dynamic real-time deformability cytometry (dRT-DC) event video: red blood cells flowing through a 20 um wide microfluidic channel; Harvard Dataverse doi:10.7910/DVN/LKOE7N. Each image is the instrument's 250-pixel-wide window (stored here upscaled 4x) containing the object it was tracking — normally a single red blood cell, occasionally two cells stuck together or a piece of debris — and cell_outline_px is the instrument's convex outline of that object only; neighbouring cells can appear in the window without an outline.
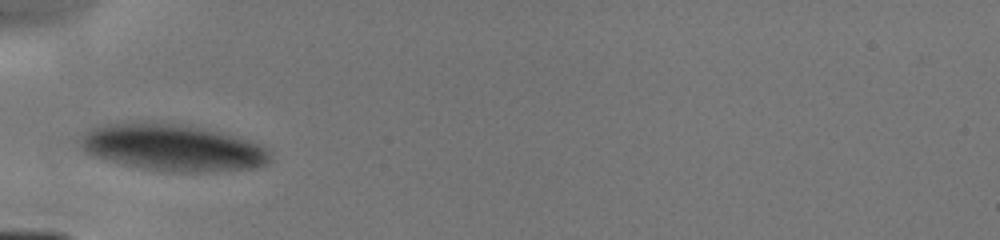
{"species": "human", "species_latin": "Homo sapiens", "temperature_condition": "cold", "stored_images_in_passage": 32, "camera_frame_rate_fps": 3000, "um_per_image_px": 0.085, "donor": {"sex": "male"}, "frame": {"image": 1, "passage_image": 1, "time_ms": 0.0, "image_size_px": [1000, 240], "cell_outline_px": [[272, 160], [268, 164], [256, 168], [208, 172], [180, 172], [144, 168], [104, 160], [92, 156], [84, 152], [80, 148], [80, 136], [84, 132], [92, 128], [108, 124], [144, 120], [180, 124], [220, 132], [252, 140], [264, 144], [272, 152]], "centroid_in_image_um": [14.71, 12.53], "position_along_channel_um": 70.3, "area_um2": 52.66}}
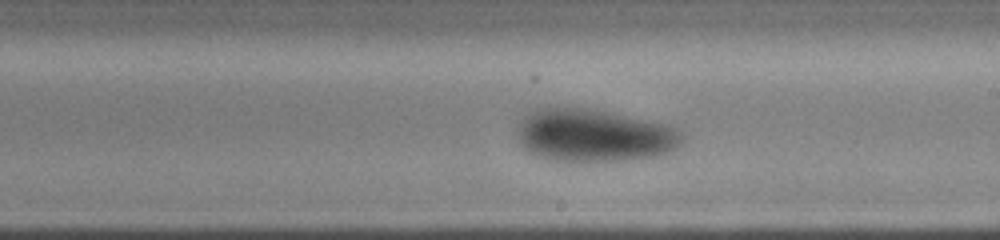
{"frame": {"image": 2, "passage_image": 16, "time_ms": 4.0, "image_size_px": [1000, 240], "cell_outline_px": [[684, 140], [676, 148], [652, 156], [624, 160], [552, 160], [536, 156], [528, 152], [520, 144], [520, 120], [524, 116], [540, 108], [588, 108], [668, 124], [676, 128], [684, 136]], "centroid_in_image_um": [50.5, 11.5], "position_along_channel_um": 238.5, "area_um2": 49.82}}
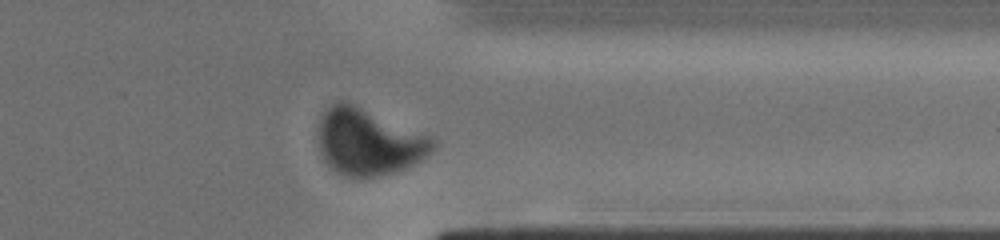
{"frame": {"image": 3, "passage_image": 29, "time_ms": 7.333, "image_size_px": [1000, 240], "cell_outline_px": [[436, 148], [424, 160], [408, 168], [396, 172], [372, 176], [348, 176], [332, 168], [324, 160], [320, 152], [320, 120], [324, 112], [332, 104], [340, 100], [352, 104], [432, 136], [436, 140]], "centroid_in_image_um": [31.41, 12.08], "position_along_channel_um": 380.0, "area_um2": 43.93}}